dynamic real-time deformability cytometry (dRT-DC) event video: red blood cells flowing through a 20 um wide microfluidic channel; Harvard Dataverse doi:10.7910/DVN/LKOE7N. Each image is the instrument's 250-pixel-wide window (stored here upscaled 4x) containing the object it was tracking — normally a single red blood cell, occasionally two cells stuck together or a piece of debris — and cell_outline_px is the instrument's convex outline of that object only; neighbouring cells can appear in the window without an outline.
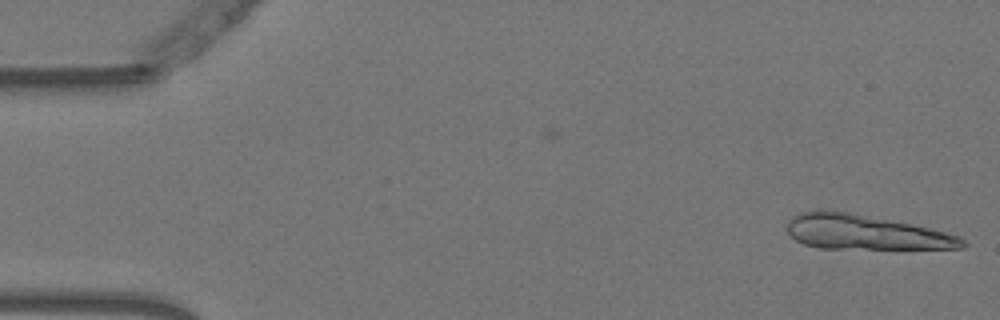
{"species": "Egyptian fruit bat (a non-hibernating species)", "species_latin": "Rousettus aegyptiacus", "temperature_condition": "warm", "stored_images_in_passage": 5, "camera_frame_rate_fps": 3000, "um_per_image_px": 0.085, "animal": {"sex": "female"}, "frame": {"image": 1, "passage_image": 5, "time_ms": 1.333, "image_size_px": [1000, 320], "cell_outline_px": [[968, 244], [964, 248], [820, 248], [804, 244], [796, 240], [788, 232], [788, 220], [792, 216], [800, 212], [816, 208], [824, 208], [848, 212], [912, 224], [960, 236]], "centroid_in_image_um": [73.49, 19.72], "position_along_channel_um": 11.5, "area_um2": 35.37}}